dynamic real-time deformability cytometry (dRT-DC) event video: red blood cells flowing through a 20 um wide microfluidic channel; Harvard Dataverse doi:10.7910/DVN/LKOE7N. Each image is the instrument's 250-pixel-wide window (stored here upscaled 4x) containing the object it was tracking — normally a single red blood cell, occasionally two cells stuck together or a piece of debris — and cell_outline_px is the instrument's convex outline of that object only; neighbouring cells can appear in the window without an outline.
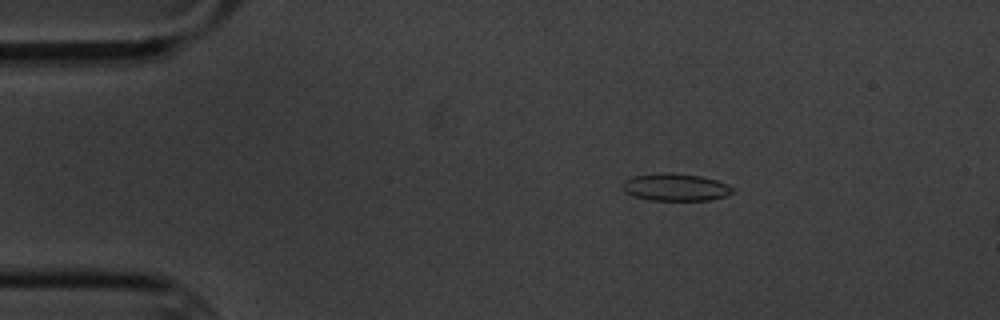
{"species": "common noctule bat (a hibernating species)", "species_latin": "Nyctalus noctula", "temperature_condition": "cold", "stored_images_in_passage": 4, "camera_frame_rate_fps": 3000, "um_per_image_px": 0.085, "animal": {"sex": "male", "body_mass_g": 20.1, "forearm_length_mm": 53.5}, "frame": {"image": 1, "passage_image": 2, "time_ms": 1.333, "image_size_px": [1000, 320], "cell_outline_px": [[736, 192], [712, 200], [652, 200], [632, 196], [624, 192], [624, 180], [632, 176], [664, 172], [668, 172], [700, 176], [716, 180], [732, 188]], "centroid_in_image_um": [57.4, 15.91], "position_along_channel_um": 27.6, "area_um2": 17.46}}